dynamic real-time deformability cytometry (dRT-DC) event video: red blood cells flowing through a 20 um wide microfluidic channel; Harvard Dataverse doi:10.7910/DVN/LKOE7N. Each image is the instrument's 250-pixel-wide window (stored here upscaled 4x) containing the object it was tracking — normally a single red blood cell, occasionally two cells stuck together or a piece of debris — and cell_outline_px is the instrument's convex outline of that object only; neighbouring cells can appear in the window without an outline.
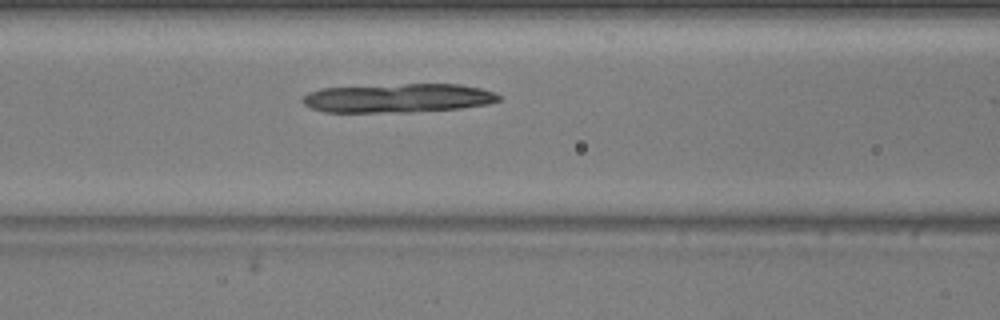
{"species": "common noctule bat (a hibernating species)", "species_latin": "Nyctalus noctula", "temperature_condition": "warm", "stored_images_in_passage": 23, "camera_frame_rate_fps": 3000, "um_per_image_px": 0.085, "animal": {"sex": "male", "body_mass_g": 20.5, "forearm_length_mm": 52.5}, "frame": {"image": 1, "passage_image": 15, "time_ms": 4.667, "image_size_px": [1000, 320], "cell_outline_px": [[500, 100], [488, 104], [460, 108], [412, 112], [324, 112], [312, 108], [304, 104], [300, 100], [308, 92], [320, 88], [404, 84], [460, 84], [480, 88], [496, 92], [500, 96]], "centroid_in_image_um": [33.83, 8.33], "position_along_channel_um": 132.8, "area_um2": 33.18}}
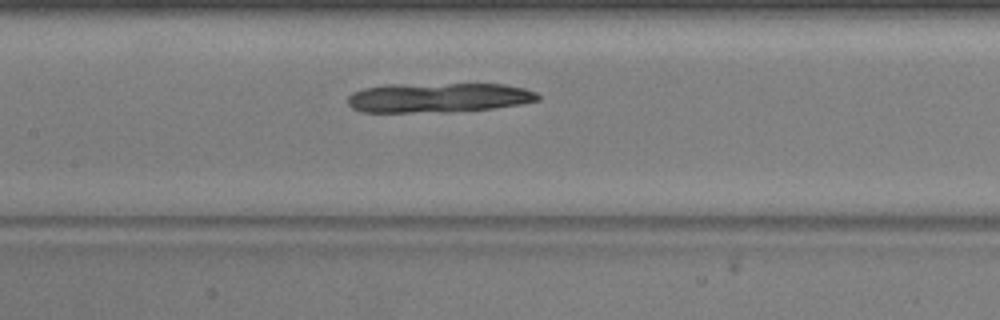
{"frame": {"image": 2, "passage_image": 18, "time_ms": 5.667, "image_size_px": [1000, 320], "cell_outline_px": [[540, 100], [520, 104], [492, 108], [452, 112], [360, 112], [352, 108], [348, 104], [348, 96], [352, 92], [364, 88], [384, 84], [504, 84], [524, 88], [536, 92], [540, 96]], "centroid_in_image_um": [37.24, 8.3], "position_along_channel_um": 170.2, "area_um2": 33.12}}